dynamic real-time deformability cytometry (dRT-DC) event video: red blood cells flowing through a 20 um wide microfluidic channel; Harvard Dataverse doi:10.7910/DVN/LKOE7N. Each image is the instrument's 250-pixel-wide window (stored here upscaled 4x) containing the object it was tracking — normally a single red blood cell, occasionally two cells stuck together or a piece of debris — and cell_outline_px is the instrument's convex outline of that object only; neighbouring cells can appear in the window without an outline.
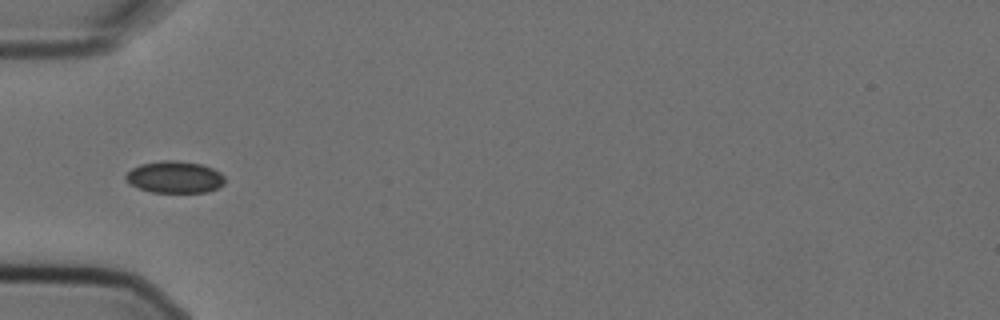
{"species": "Egyptian fruit bat (a non-hibernating species)", "species_latin": "Rousettus aegyptiacus", "temperature_condition": "cold", "stored_images_in_passage": 6, "camera_frame_rate_fps": 3000, "um_per_image_px": 0.085, "animal": {"sex": "female"}, "frame": {"image": 1, "passage_image": 6, "time_ms": 1.667, "image_size_px": [1000, 320], "cell_outline_px": [[224, 184], [208, 192], [152, 192], [140, 188], [132, 184], [124, 176], [132, 168], [140, 164], [160, 160], [176, 160], [200, 164], [212, 168], [220, 172], [224, 176]], "centroid_in_image_um": [14.87, 15.04], "position_along_channel_um": 70.1, "area_um2": 18.26}}